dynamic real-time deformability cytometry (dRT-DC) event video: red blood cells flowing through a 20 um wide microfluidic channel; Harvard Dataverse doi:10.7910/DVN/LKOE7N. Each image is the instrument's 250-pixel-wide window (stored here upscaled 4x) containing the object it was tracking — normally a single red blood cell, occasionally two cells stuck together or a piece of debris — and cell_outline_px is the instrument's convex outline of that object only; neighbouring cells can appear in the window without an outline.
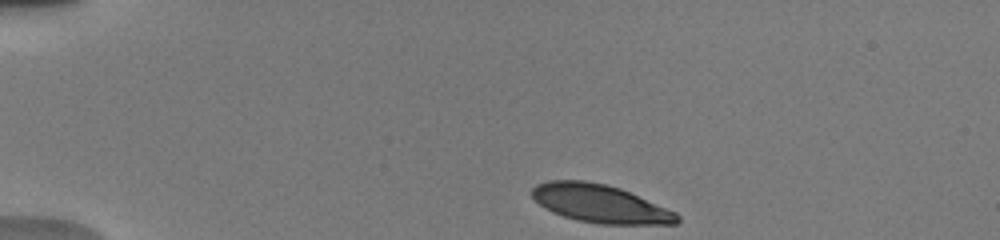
{"species": "human", "species_latin": "Homo sapiens", "temperature_condition": "warm", "stored_images_in_passage": 3, "camera_frame_rate_fps": 3000, "um_per_image_px": 0.085, "donor": {"sex": "male"}, "frame": {"image": 1, "passage_image": 1, "time_ms": 0.0, "image_size_px": [1000, 240], "cell_outline_px": [[680, 220], [676, 224], [596, 224], [576, 220], [552, 212], [544, 208], [532, 196], [532, 188], [536, 184], [548, 180], [584, 180], [604, 184], [620, 188], [676, 212], [680, 216]], "centroid_in_image_um": [51.0, 17.31], "position_along_channel_um": 34.0, "area_um2": 32.19}}